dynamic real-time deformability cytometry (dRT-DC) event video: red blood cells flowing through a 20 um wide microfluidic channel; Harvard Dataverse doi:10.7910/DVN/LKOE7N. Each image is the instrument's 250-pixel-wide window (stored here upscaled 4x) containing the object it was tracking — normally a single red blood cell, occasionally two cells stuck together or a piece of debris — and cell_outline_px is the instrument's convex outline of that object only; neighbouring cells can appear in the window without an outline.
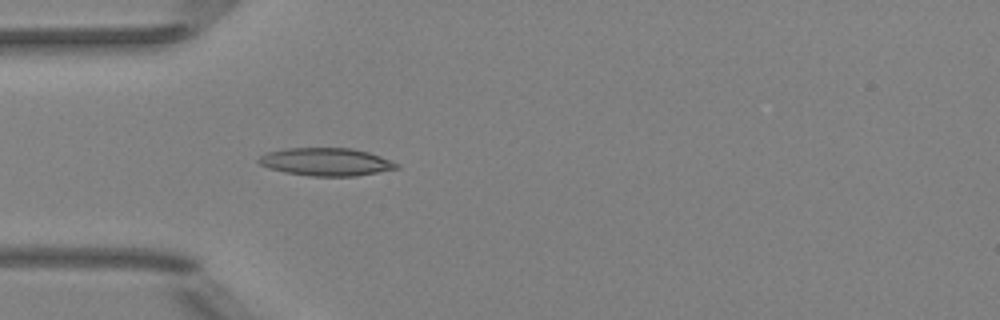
{"species": "Egyptian fruit bat (a non-hibernating species)", "species_latin": "Rousettus aegyptiacus", "temperature_condition": "room temperature", "stored_images_in_passage": 4, "camera_frame_rate_fps": 3000, "um_per_image_px": 0.085, "animal": {"sex": "female"}, "frame": {"image": 1, "passage_image": 4, "time_ms": 4.333, "image_size_px": [1000, 320], "cell_outline_px": [[400, 168], [356, 176], [308, 176], [284, 172], [268, 168], [260, 164], [256, 160], [260, 156], [268, 152], [284, 148], [352, 148], [368, 152], [380, 156], [400, 164]], "centroid_in_image_um": [27.71, 13.76], "position_along_channel_um": 57.3, "area_um2": 22.48}}